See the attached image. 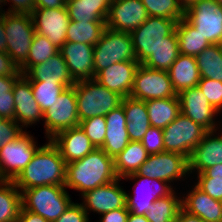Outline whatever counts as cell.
I'll return each instance as SVG.
<instances>
[{"mask_svg":"<svg viewBox=\"0 0 222 222\" xmlns=\"http://www.w3.org/2000/svg\"><path fill=\"white\" fill-rule=\"evenodd\" d=\"M17 222H49L40 215L34 214L21 207Z\"/></svg>","mask_w":222,"mask_h":222,"instance_id":"db71d44e","label":"cell"},{"mask_svg":"<svg viewBox=\"0 0 222 222\" xmlns=\"http://www.w3.org/2000/svg\"><path fill=\"white\" fill-rule=\"evenodd\" d=\"M6 33V53L20 67L28 58L31 42L35 34L31 14L4 12Z\"/></svg>","mask_w":222,"mask_h":222,"instance_id":"8992f818","label":"cell"},{"mask_svg":"<svg viewBox=\"0 0 222 222\" xmlns=\"http://www.w3.org/2000/svg\"><path fill=\"white\" fill-rule=\"evenodd\" d=\"M66 162L50 139L34 154L32 160L13 180L21 191L45 185H65Z\"/></svg>","mask_w":222,"mask_h":222,"instance_id":"7a4b0ae2","label":"cell"},{"mask_svg":"<svg viewBox=\"0 0 222 222\" xmlns=\"http://www.w3.org/2000/svg\"><path fill=\"white\" fill-rule=\"evenodd\" d=\"M175 31L180 54L196 57L211 45L185 18L177 22Z\"/></svg>","mask_w":222,"mask_h":222,"instance_id":"1f68e13d","label":"cell"},{"mask_svg":"<svg viewBox=\"0 0 222 222\" xmlns=\"http://www.w3.org/2000/svg\"><path fill=\"white\" fill-rule=\"evenodd\" d=\"M215 1L222 5V0H215Z\"/></svg>","mask_w":222,"mask_h":222,"instance_id":"6125c7cd","label":"cell"},{"mask_svg":"<svg viewBox=\"0 0 222 222\" xmlns=\"http://www.w3.org/2000/svg\"><path fill=\"white\" fill-rule=\"evenodd\" d=\"M34 137L24 132L0 149V180L13 181L39 149Z\"/></svg>","mask_w":222,"mask_h":222,"instance_id":"9c48e42d","label":"cell"},{"mask_svg":"<svg viewBox=\"0 0 222 222\" xmlns=\"http://www.w3.org/2000/svg\"><path fill=\"white\" fill-rule=\"evenodd\" d=\"M201 92L206 96L209 104L219 113L222 112V82L201 78L198 85Z\"/></svg>","mask_w":222,"mask_h":222,"instance_id":"b9f144b4","label":"cell"},{"mask_svg":"<svg viewBox=\"0 0 222 222\" xmlns=\"http://www.w3.org/2000/svg\"><path fill=\"white\" fill-rule=\"evenodd\" d=\"M54 222H89V216L80 203H72Z\"/></svg>","mask_w":222,"mask_h":222,"instance_id":"f6af8a7d","label":"cell"},{"mask_svg":"<svg viewBox=\"0 0 222 222\" xmlns=\"http://www.w3.org/2000/svg\"><path fill=\"white\" fill-rule=\"evenodd\" d=\"M106 135L100 147L108 156L115 158L130 142L126 128V118L123 106L111 110L106 116Z\"/></svg>","mask_w":222,"mask_h":222,"instance_id":"cb8c5ba5","label":"cell"},{"mask_svg":"<svg viewBox=\"0 0 222 222\" xmlns=\"http://www.w3.org/2000/svg\"><path fill=\"white\" fill-rule=\"evenodd\" d=\"M24 75L30 81L58 82L67 88L75 85L60 52L50 57L46 62L31 66Z\"/></svg>","mask_w":222,"mask_h":222,"instance_id":"d4e9b609","label":"cell"},{"mask_svg":"<svg viewBox=\"0 0 222 222\" xmlns=\"http://www.w3.org/2000/svg\"><path fill=\"white\" fill-rule=\"evenodd\" d=\"M35 32L46 36L57 48L66 42L70 18L66 6L54 9L35 8L31 13Z\"/></svg>","mask_w":222,"mask_h":222,"instance_id":"e0dca14e","label":"cell"},{"mask_svg":"<svg viewBox=\"0 0 222 222\" xmlns=\"http://www.w3.org/2000/svg\"><path fill=\"white\" fill-rule=\"evenodd\" d=\"M127 222H149L145 215H136L134 213L129 212V217Z\"/></svg>","mask_w":222,"mask_h":222,"instance_id":"680465c9","label":"cell"},{"mask_svg":"<svg viewBox=\"0 0 222 222\" xmlns=\"http://www.w3.org/2000/svg\"><path fill=\"white\" fill-rule=\"evenodd\" d=\"M20 68L6 52L0 51V76H21Z\"/></svg>","mask_w":222,"mask_h":222,"instance_id":"c3c4849f","label":"cell"},{"mask_svg":"<svg viewBox=\"0 0 222 222\" xmlns=\"http://www.w3.org/2000/svg\"><path fill=\"white\" fill-rule=\"evenodd\" d=\"M118 179L114 158L108 156L101 148L79 160L66 164L65 187L81 192V196L96 187Z\"/></svg>","mask_w":222,"mask_h":222,"instance_id":"6da1fadb","label":"cell"},{"mask_svg":"<svg viewBox=\"0 0 222 222\" xmlns=\"http://www.w3.org/2000/svg\"><path fill=\"white\" fill-rule=\"evenodd\" d=\"M121 178L113 182L101 185L82 195L84 210L89 215L88 211H93L102 215L111 210L126 207V191L121 188L119 182Z\"/></svg>","mask_w":222,"mask_h":222,"instance_id":"ac0fdd59","label":"cell"},{"mask_svg":"<svg viewBox=\"0 0 222 222\" xmlns=\"http://www.w3.org/2000/svg\"><path fill=\"white\" fill-rule=\"evenodd\" d=\"M100 222H127L129 211L127 208L111 210L101 215Z\"/></svg>","mask_w":222,"mask_h":222,"instance_id":"f907efd6","label":"cell"},{"mask_svg":"<svg viewBox=\"0 0 222 222\" xmlns=\"http://www.w3.org/2000/svg\"><path fill=\"white\" fill-rule=\"evenodd\" d=\"M167 72L177 94L188 88L196 87L201 79L194 56L179 54Z\"/></svg>","mask_w":222,"mask_h":222,"instance_id":"83f0119b","label":"cell"},{"mask_svg":"<svg viewBox=\"0 0 222 222\" xmlns=\"http://www.w3.org/2000/svg\"><path fill=\"white\" fill-rule=\"evenodd\" d=\"M106 28L105 22H78L70 20L66 32V42L95 45Z\"/></svg>","mask_w":222,"mask_h":222,"instance_id":"d590c367","label":"cell"},{"mask_svg":"<svg viewBox=\"0 0 222 222\" xmlns=\"http://www.w3.org/2000/svg\"><path fill=\"white\" fill-rule=\"evenodd\" d=\"M0 116L5 119L15 120L14 96L0 97Z\"/></svg>","mask_w":222,"mask_h":222,"instance_id":"681fc988","label":"cell"},{"mask_svg":"<svg viewBox=\"0 0 222 222\" xmlns=\"http://www.w3.org/2000/svg\"><path fill=\"white\" fill-rule=\"evenodd\" d=\"M9 1L11 2V7L8 11L1 10V6H3L2 4L6 5ZM0 5V12L31 14L35 9V0H0Z\"/></svg>","mask_w":222,"mask_h":222,"instance_id":"7dc6e473","label":"cell"},{"mask_svg":"<svg viewBox=\"0 0 222 222\" xmlns=\"http://www.w3.org/2000/svg\"><path fill=\"white\" fill-rule=\"evenodd\" d=\"M23 132L22 126L15 120L3 118L0 121V149L8 142L18 138Z\"/></svg>","mask_w":222,"mask_h":222,"instance_id":"ee69618b","label":"cell"},{"mask_svg":"<svg viewBox=\"0 0 222 222\" xmlns=\"http://www.w3.org/2000/svg\"><path fill=\"white\" fill-rule=\"evenodd\" d=\"M79 120L106 116L121 105L122 97L108 90L94 78L75 82Z\"/></svg>","mask_w":222,"mask_h":222,"instance_id":"277c9868","label":"cell"},{"mask_svg":"<svg viewBox=\"0 0 222 222\" xmlns=\"http://www.w3.org/2000/svg\"><path fill=\"white\" fill-rule=\"evenodd\" d=\"M20 76H0V97L13 96V86Z\"/></svg>","mask_w":222,"mask_h":222,"instance_id":"816d5d0a","label":"cell"},{"mask_svg":"<svg viewBox=\"0 0 222 222\" xmlns=\"http://www.w3.org/2000/svg\"><path fill=\"white\" fill-rule=\"evenodd\" d=\"M15 121L22 126H32L43 119V112L32 92L30 80L22 74L14 83ZM22 124V125H21Z\"/></svg>","mask_w":222,"mask_h":222,"instance_id":"44dd1931","label":"cell"},{"mask_svg":"<svg viewBox=\"0 0 222 222\" xmlns=\"http://www.w3.org/2000/svg\"><path fill=\"white\" fill-rule=\"evenodd\" d=\"M58 52L59 48H57L46 36L35 32L31 42L28 58L19 67L20 72L24 74L31 66L46 62L50 57Z\"/></svg>","mask_w":222,"mask_h":222,"instance_id":"74e56055","label":"cell"},{"mask_svg":"<svg viewBox=\"0 0 222 222\" xmlns=\"http://www.w3.org/2000/svg\"><path fill=\"white\" fill-rule=\"evenodd\" d=\"M148 153L141 142L130 141L126 148L114 158L115 173L118 178L136 173L147 160Z\"/></svg>","mask_w":222,"mask_h":222,"instance_id":"4dcf8cb0","label":"cell"},{"mask_svg":"<svg viewBox=\"0 0 222 222\" xmlns=\"http://www.w3.org/2000/svg\"><path fill=\"white\" fill-rule=\"evenodd\" d=\"M176 222H205V221L200 217L190 214L187 211H185L183 208H181L178 213Z\"/></svg>","mask_w":222,"mask_h":222,"instance_id":"9f6ffc18","label":"cell"},{"mask_svg":"<svg viewBox=\"0 0 222 222\" xmlns=\"http://www.w3.org/2000/svg\"><path fill=\"white\" fill-rule=\"evenodd\" d=\"M151 127L164 129L181 113L178 95L145 101Z\"/></svg>","mask_w":222,"mask_h":222,"instance_id":"f546056e","label":"cell"},{"mask_svg":"<svg viewBox=\"0 0 222 222\" xmlns=\"http://www.w3.org/2000/svg\"><path fill=\"white\" fill-rule=\"evenodd\" d=\"M6 45H7V39H6V33L4 30V12H0V51L6 52Z\"/></svg>","mask_w":222,"mask_h":222,"instance_id":"6f0895ef","label":"cell"},{"mask_svg":"<svg viewBox=\"0 0 222 222\" xmlns=\"http://www.w3.org/2000/svg\"><path fill=\"white\" fill-rule=\"evenodd\" d=\"M182 208L205 222H222V202L215 200L196 185L182 198Z\"/></svg>","mask_w":222,"mask_h":222,"instance_id":"484cf974","label":"cell"},{"mask_svg":"<svg viewBox=\"0 0 222 222\" xmlns=\"http://www.w3.org/2000/svg\"><path fill=\"white\" fill-rule=\"evenodd\" d=\"M175 96L177 93L167 71L152 69L143 64L139 65L130 97L148 101Z\"/></svg>","mask_w":222,"mask_h":222,"instance_id":"4fadbf2b","label":"cell"},{"mask_svg":"<svg viewBox=\"0 0 222 222\" xmlns=\"http://www.w3.org/2000/svg\"><path fill=\"white\" fill-rule=\"evenodd\" d=\"M208 131L201 142L193 149L189 161V174L202 173L215 164H222V132Z\"/></svg>","mask_w":222,"mask_h":222,"instance_id":"603a6c76","label":"cell"},{"mask_svg":"<svg viewBox=\"0 0 222 222\" xmlns=\"http://www.w3.org/2000/svg\"><path fill=\"white\" fill-rule=\"evenodd\" d=\"M50 140L57 147L66 164L82 159L96 149L80 126L62 130Z\"/></svg>","mask_w":222,"mask_h":222,"instance_id":"7402d4cb","label":"cell"},{"mask_svg":"<svg viewBox=\"0 0 222 222\" xmlns=\"http://www.w3.org/2000/svg\"><path fill=\"white\" fill-rule=\"evenodd\" d=\"M110 3V0H70L65 6L70 20L105 22Z\"/></svg>","mask_w":222,"mask_h":222,"instance_id":"f1b7e54d","label":"cell"},{"mask_svg":"<svg viewBox=\"0 0 222 222\" xmlns=\"http://www.w3.org/2000/svg\"><path fill=\"white\" fill-rule=\"evenodd\" d=\"M197 177H210L212 180L222 181V164H215L213 167L205 169L202 173H198Z\"/></svg>","mask_w":222,"mask_h":222,"instance_id":"f5cc1de1","label":"cell"},{"mask_svg":"<svg viewBox=\"0 0 222 222\" xmlns=\"http://www.w3.org/2000/svg\"><path fill=\"white\" fill-rule=\"evenodd\" d=\"M34 99L38 103L40 110L45 112L50 108L59 95L67 88L58 82L30 81Z\"/></svg>","mask_w":222,"mask_h":222,"instance_id":"ab89813d","label":"cell"},{"mask_svg":"<svg viewBox=\"0 0 222 222\" xmlns=\"http://www.w3.org/2000/svg\"><path fill=\"white\" fill-rule=\"evenodd\" d=\"M121 105L124 109L130 141L140 142L151 127L145 101L128 96L122 98Z\"/></svg>","mask_w":222,"mask_h":222,"instance_id":"4316f807","label":"cell"},{"mask_svg":"<svg viewBox=\"0 0 222 222\" xmlns=\"http://www.w3.org/2000/svg\"><path fill=\"white\" fill-rule=\"evenodd\" d=\"M179 54L177 33L174 30L169 36L165 37V41L142 64L152 69L168 71Z\"/></svg>","mask_w":222,"mask_h":222,"instance_id":"836d02e7","label":"cell"},{"mask_svg":"<svg viewBox=\"0 0 222 222\" xmlns=\"http://www.w3.org/2000/svg\"><path fill=\"white\" fill-rule=\"evenodd\" d=\"M195 58L201 78L222 82V51L219 44H211Z\"/></svg>","mask_w":222,"mask_h":222,"instance_id":"8d00e7d4","label":"cell"},{"mask_svg":"<svg viewBox=\"0 0 222 222\" xmlns=\"http://www.w3.org/2000/svg\"><path fill=\"white\" fill-rule=\"evenodd\" d=\"M64 0H35V8L54 9L65 6Z\"/></svg>","mask_w":222,"mask_h":222,"instance_id":"11a10c76","label":"cell"},{"mask_svg":"<svg viewBox=\"0 0 222 222\" xmlns=\"http://www.w3.org/2000/svg\"><path fill=\"white\" fill-rule=\"evenodd\" d=\"M93 49V45L73 42H65L60 47L59 52L75 82L94 78Z\"/></svg>","mask_w":222,"mask_h":222,"instance_id":"d6986e66","label":"cell"},{"mask_svg":"<svg viewBox=\"0 0 222 222\" xmlns=\"http://www.w3.org/2000/svg\"><path fill=\"white\" fill-rule=\"evenodd\" d=\"M195 185L215 200L222 202V181L212 180L210 177H198Z\"/></svg>","mask_w":222,"mask_h":222,"instance_id":"bcb514c9","label":"cell"},{"mask_svg":"<svg viewBox=\"0 0 222 222\" xmlns=\"http://www.w3.org/2000/svg\"><path fill=\"white\" fill-rule=\"evenodd\" d=\"M64 185H45L25 189L22 207L49 222L57 220L73 203Z\"/></svg>","mask_w":222,"mask_h":222,"instance_id":"3957f363","label":"cell"},{"mask_svg":"<svg viewBox=\"0 0 222 222\" xmlns=\"http://www.w3.org/2000/svg\"><path fill=\"white\" fill-rule=\"evenodd\" d=\"M219 46H220V49H221V51H222V39H221V41L219 42Z\"/></svg>","mask_w":222,"mask_h":222,"instance_id":"94428289","label":"cell"},{"mask_svg":"<svg viewBox=\"0 0 222 222\" xmlns=\"http://www.w3.org/2000/svg\"><path fill=\"white\" fill-rule=\"evenodd\" d=\"M198 1L199 0H179V3L184 8V10H186L189 6L194 5Z\"/></svg>","mask_w":222,"mask_h":222,"instance_id":"91938a15","label":"cell"},{"mask_svg":"<svg viewBox=\"0 0 222 222\" xmlns=\"http://www.w3.org/2000/svg\"><path fill=\"white\" fill-rule=\"evenodd\" d=\"M140 63L137 61H122L101 70L94 79L108 90L117 93L122 98L130 96L136 71Z\"/></svg>","mask_w":222,"mask_h":222,"instance_id":"ffe728a7","label":"cell"},{"mask_svg":"<svg viewBox=\"0 0 222 222\" xmlns=\"http://www.w3.org/2000/svg\"><path fill=\"white\" fill-rule=\"evenodd\" d=\"M122 179L136 181L134 185L135 192L133 193L135 196L126 193V207L130 213L136 215H145L154 201L169 195L173 191V187L166 181L148 178L143 175H127ZM145 185L146 187H143Z\"/></svg>","mask_w":222,"mask_h":222,"instance_id":"5bb4252c","label":"cell"},{"mask_svg":"<svg viewBox=\"0 0 222 222\" xmlns=\"http://www.w3.org/2000/svg\"><path fill=\"white\" fill-rule=\"evenodd\" d=\"M181 208L182 197L176 196L173 190L169 195L154 201L151 207L148 208L145 218L149 222H176Z\"/></svg>","mask_w":222,"mask_h":222,"instance_id":"e575fe53","label":"cell"},{"mask_svg":"<svg viewBox=\"0 0 222 222\" xmlns=\"http://www.w3.org/2000/svg\"><path fill=\"white\" fill-rule=\"evenodd\" d=\"M210 44L222 39V5L215 0H199L185 10L184 17Z\"/></svg>","mask_w":222,"mask_h":222,"instance_id":"7c38bea8","label":"cell"},{"mask_svg":"<svg viewBox=\"0 0 222 222\" xmlns=\"http://www.w3.org/2000/svg\"><path fill=\"white\" fill-rule=\"evenodd\" d=\"M146 152L157 154L164 151L163 129L150 127L140 141Z\"/></svg>","mask_w":222,"mask_h":222,"instance_id":"7bdbcfd3","label":"cell"},{"mask_svg":"<svg viewBox=\"0 0 222 222\" xmlns=\"http://www.w3.org/2000/svg\"><path fill=\"white\" fill-rule=\"evenodd\" d=\"M208 131L180 113L163 129L164 151L175 152L188 159Z\"/></svg>","mask_w":222,"mask_h":222,"instance_id":"ba28073f","label":"cell"},{"mask_svg":"<svg viewBox=\"0 0 222 222\" xmlns=\"http://www.w3.org/2000/svg\"><path fill=\"white\" fill-rule=\"evenodd\" d=\"M130 175H143L171 185L174 180L186 179V175H189V161L186 156L175 152L150 154L137 172Z\"/></svg>","mask_w":222,"mask_h":222,"instance_id":"30bf717a","label":"cell"},{"mask_svg":"<svg viewBox=\"0 0 222 222\" xmlns=\"http://www.w3.org/2000/svg\"><path fill=\"white\" fill-rule=\"evenodd\" d=\"M43 118L48 139L62 130L79 126L75 85L64 89L52 106L43 112Z\"/></svg>","mask_w":222,"mask_h":222,"instance_id":"8fae6325","label":"cell"},{"mask_svg":"<svg viewBox=\"0 0 222 222\" xmlns=\"http://www.w3.org/2000/svg\"><path fill=\"white\" fill-rule=\"evenodd\" d=\"M177 21L149 16L130 33L136 61L142 64L176 28Z\"/></svg>","mask_w":222,"mask_h":222,"instance_id":"52a82bcc","label":"cell"},{"mask_svg":"<svg viewBox=\"0 0 222 222\" xmlns=\"http://www.w3.org/2000/svg\"><path fill=\"white\" fill-rule=\"evenodd\" d=\"M177 95L181 113L200 124L207 131L219 129L216 117L221 114L209 104L198 86L183 90Z\"/></svg>","mask_w":222,"mask_h":222,"instance_id":"2e32d148","label":"cell"},{"mask_svg":"<svg viewBox=\"0 0 222 222\" xmlns=\"http://www.w3.org/2000/svg\"><path fill=\"white\" fill-rule=\"evenodd\" d=\"M148 17L141 0H113L105 23L111 30L131 33Z\"/></svg>","mask_w":222,"mask_h":222,"instance_id":"9a60e30c","label":"cell"},{"mask_svg":"<svg viewBox=\"0 0 222 222\" xmlns=\"http://www.w3.org/2000/svg\"><path fill=\"white\" fill-rule=\"evenodd\" d=\"M79 126L96 148L103 145L107 130L105 116L87 118L80 121Z\"/></svg>","mask_w":222,"mask_h":222,"instance_id":"60d3db41","label":"cell"},{"mask_svg":"<svg viewBox=\"0 0 222 222\" xmlns=\"http://www.w3.org/2000/svg\"><path fill=\"white\" fill-rule=\"evenodd\" d=\"M22 193L13 181L0 180V222H17Z\"/></svg>","mask_w":222,"mask_h":222,"instance_id":"d6a6232c","label":"cell"},{"mask_svg":"<svg viewBox=\"0 0 222 222\" xmlns=\"http://www.w3.org/2000/svg\"><path fill=\"white\" fill-rule=\"evenodd\" d=\"M94 77L103 69L122 61H136L130 33L105 28L94 45Z\"/></svg>","mask_w":222,"mask_h":222,"instance_id":"5b68a950","label":"cell"},{"mask_svg":"<svg viewBox=\"0 0 222 222\" xmlns=\"http://www.w3.org/2000/svg\"><path fill=\"white\" fill-rule=\"evenodd\" d=\"M148 16L164 17L177 22L185 17V10L179 0H141Z\"/></svg>","mask_w":222,"mask_h":222,"instance_id":"f35d334b","label":"cell"}]
</instances>
